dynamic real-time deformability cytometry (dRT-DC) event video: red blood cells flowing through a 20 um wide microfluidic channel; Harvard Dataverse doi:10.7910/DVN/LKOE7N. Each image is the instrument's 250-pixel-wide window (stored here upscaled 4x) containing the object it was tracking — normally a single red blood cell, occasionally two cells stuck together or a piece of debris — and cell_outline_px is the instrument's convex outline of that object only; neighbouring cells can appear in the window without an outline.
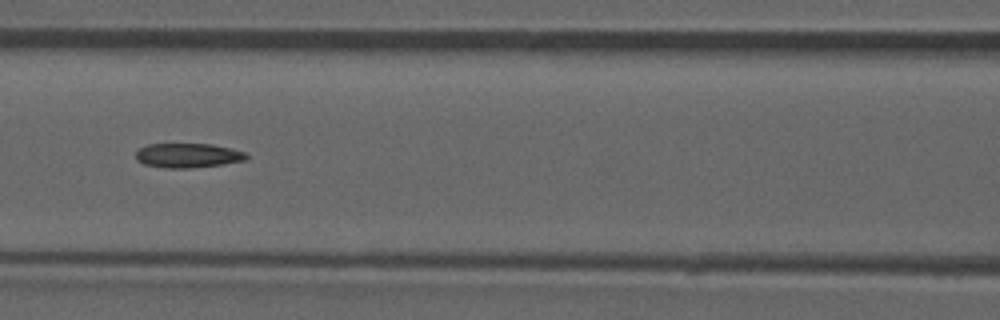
{"species": "common noctule bat (a hibernating species)", "species_latin": "Nyctalus noctula", "temperature_condition": "room temperature", "stored_images_in_passage": 52, "camera_frame_rate_fps": 3000, "um_per_image_px": 0.085, "animal": {"sex": "male", "forearm_length_mm": 52.5}, "frame": {"image": 1, "passage_image": 23, "time_ms": 7.333, "image_size_px": [1000, 320], "cell_outline_px": [[248, 160], [224, 164], [188, 168], [164, 168], [144, 164], [136, 160], [136, 152], [140, 148], [148, 144], [212, 144], [232, 148], [244, 152], [248, 156]], "centroid_in_image_um": [15.99, 13.21], "position_along_channel_um": 150.6, "area_um2": 15.84}}